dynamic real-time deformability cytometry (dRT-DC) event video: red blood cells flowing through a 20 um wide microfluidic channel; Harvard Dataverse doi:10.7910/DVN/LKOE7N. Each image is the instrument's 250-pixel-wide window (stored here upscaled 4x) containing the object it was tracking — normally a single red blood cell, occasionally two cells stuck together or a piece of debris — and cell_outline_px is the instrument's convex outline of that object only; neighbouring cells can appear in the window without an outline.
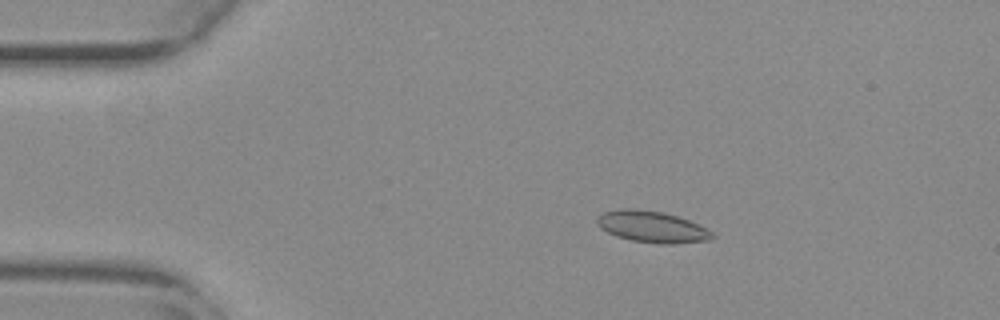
{"species": "common noctule bat (a hibernating species)", "species_latin": "Nyctalus noctula", "temperature_condition": "warm", "stored_images_in_passage": 56, "camera_frame_rate_fps": 3000, "um_per_image_px": 0.085, "animal": {"sex": "female", "body_mass_g": 29.2, "forearm_length_mm": 56.3}, "frame": {"image": 1, "passage_image": 11, "time_ms": 3.333, "image_size_px": [1000, 320], "cell_outline_px": [[716, 236], [712, 240], [672, 244], [660, 244], [632, 240], [616, 236], [600, 228], [596, 224], [596, 216], [604, 212], [620, 208], [636, 208], [664, 212], [688, 220], [712, 232]], "centroid_in_image_um": [55.39, 19.27], "position_along_channel_um": 29.6, "area_um2": 21.21}}
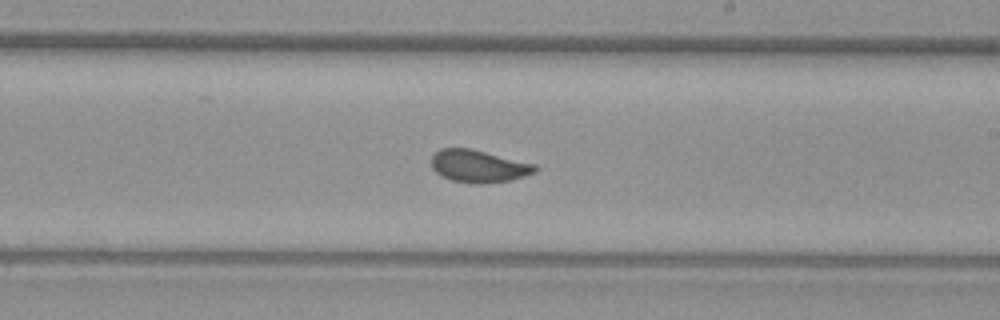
{"frame": {"image": 2, "passage_image": 33, "time_ms": 10.667, "image_size_px": [1000, 320], "cell_outline_px": [[540, 168], [536, 172], [512, 180], [480, 184], [472, 184], [452, 180], [440, 176], [432, 168], [432, 156], [440, 148], [468, 148], [536, 164]], "centroid_in_image_um": [40.69, 14.14], "position_along_channel_um": 248.3, "area_um2": 19.65}}
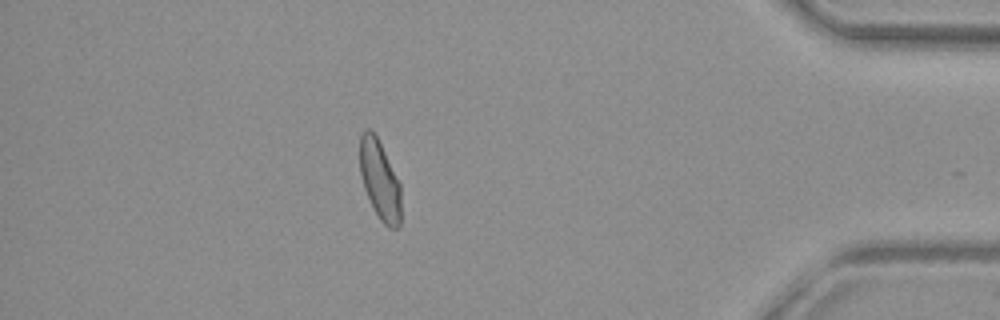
{"frame": {"image": 3, "passage_image": 49, "time_ms": 16.0, "image_size_px": [1000, 320], "cell_outline_px": [[400, 224], [396, 228], [388, 228], [380, 220], [364, 188], [360, 176], [360, 136], [364, 128], [368, 128], [376, 136], [400, 184]], "centroid_in_image_um": [32.26, 15.31], "position_along_channel_um": 402.9, "area_um2": 18.61}}